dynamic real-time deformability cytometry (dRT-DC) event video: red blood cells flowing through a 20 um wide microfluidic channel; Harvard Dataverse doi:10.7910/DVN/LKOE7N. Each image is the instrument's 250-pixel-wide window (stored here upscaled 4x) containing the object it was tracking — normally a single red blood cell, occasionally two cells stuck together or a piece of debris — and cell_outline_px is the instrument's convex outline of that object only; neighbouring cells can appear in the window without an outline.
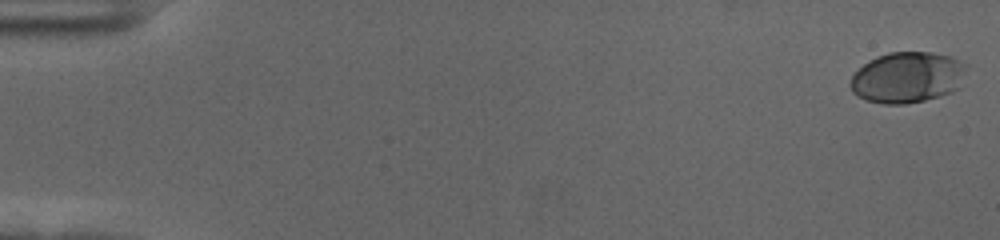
{"species": "human", "species_latin": "Homo sapiens", "temperature_condition": "cold", "stored_images_in_passage": 58, "camera_frame_rate_fps": 3000, "um_per_image_px": 0.085, "donor": {"sex": "female"}, "frame": {"image": 1, "passage_image": 1, "time_ms": 0.0, "image_size_px": [1000, 240], "cell_outline_px": [[968, 64], [956, 88], [952, 92], [940, 96], [924, 100], [904, 104], [884, 104], [864, 100], [856, 96], [852, 92], [848, 84], [852, 76], [868, 60], [888, 52], [932, 52], [952, 56]], "centroid_in_image_um": [77.09, 6.57], "position_along_channel_um": 7.9, "area_um2": 34.56}}
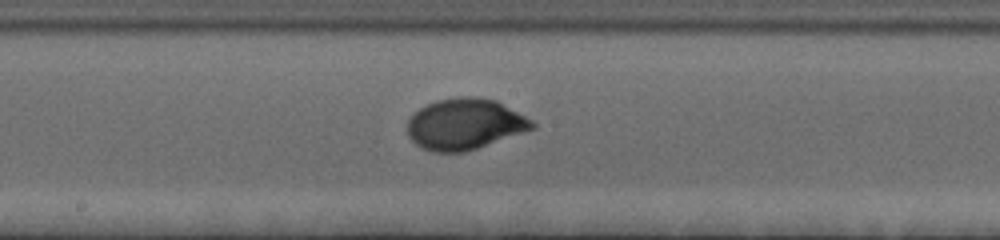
{"frame": {"image": 2, "passage_image": 32, "time_ms": 10.333, "image_size_px": [1000, 240], "cell_outline_px": [[536, 128], [464, 152], [432, 152], [420, 148], [408, 136], [408, 120], [420, 108], [436, 100], [460, 96], [472, 96], [496, 100], [532, 120], [536, 124]], "centroid_in_image_um": [39.5, 10.55], "position_along_channel_um": 208.7, "area_um2": 36.93}}
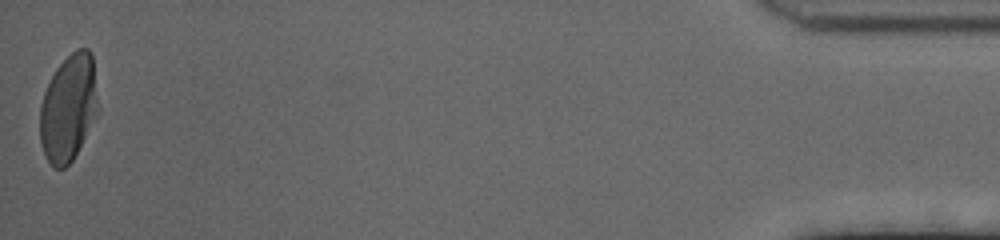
{"frame": {"image": 3, "passage_image": 58, "time_ms": 19.0, "image_size_px": [1000, 240], "cell_outline_px": [[100, 108], [72, 160], [64, 168], [52, 168], [44, 152], [40, 140], [40, 104], [44, 92], [56, 68], [76, 48], [88, 48], [92, 52]], "centroid_in_image_um": [5.84, 9.14], "position_along_channel_um": 429.4, "area_um2": 36.24}, "authors_computed_cell_mechanics": {"area_um2": 35.0557, "velocity_mm_per_s": 3.5314, "shape_relaxation_time_tau1_ms": 3.1642, "shape_relaxation_time_tau2_ms": null, "deformation_change_tau1": 0.1668, "deformation_change_tau2": null}}